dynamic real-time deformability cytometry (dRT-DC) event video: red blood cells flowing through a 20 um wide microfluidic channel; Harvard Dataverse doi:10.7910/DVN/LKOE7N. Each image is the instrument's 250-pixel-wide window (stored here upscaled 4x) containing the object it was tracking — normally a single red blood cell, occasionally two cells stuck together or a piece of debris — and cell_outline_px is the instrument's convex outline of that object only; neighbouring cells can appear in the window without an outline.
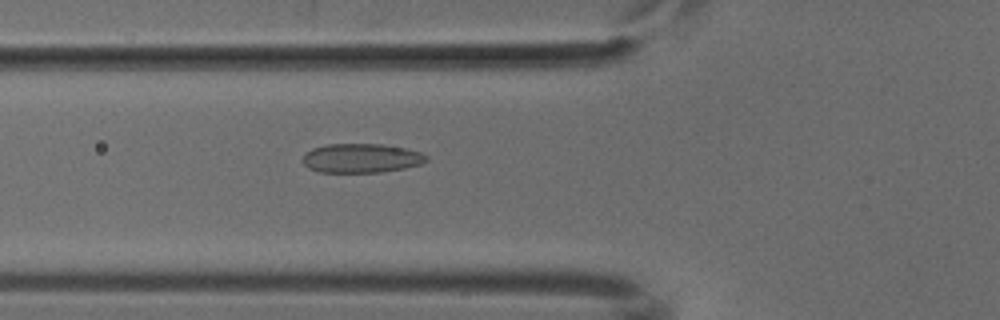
{"species": "common noctule bat (a hibernating species)", "species_latin": "Nyctalus noctula", "temperature_condition": "cold", "stored_images_in_passage": 52, "camera_frame_rate_fps": 3000, "um_per_image_px": 0.085, "animal": {"sex": "male", "body_mass_g": 18.8}, "frame": {"image": 1, "passage_image": 19, "time_ms": 6.0, "image_size_px": [1000, 320], "cell_outline_px": [[428, 160], [420, 164], [404, 168], [380, 172], [316, 172], [308, 168], [304, 164], [304, 156], [312, 148], [328, 144], [380, 144], [404, 148], [420, 152], [428, 156]], "centroid_in_image_um": [30.71, 13.45], "position_along_channel_um": 95.1, "area_um2": 20.87}}
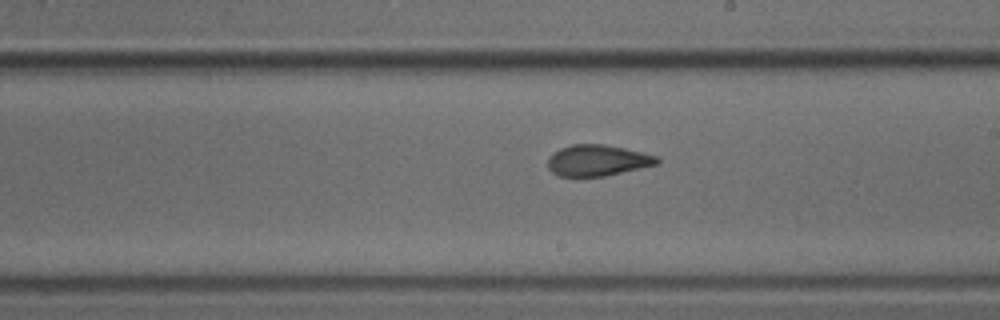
{"frame": {"image": 2, "passage_image": 30, "time_ms": 9.667, "image_size_px": [1000, 320], "cell_outline_px": [[660, 160], [656, 164], [604, 176], [560, 176], [552, 172], [548, 168], [548, 156], [552, 152], [560, 148], [572, 144], [604, 144], [624, 148], [656, 156]], "centroid_in_image_um": [50.72, 13.62], "position_along_channel_um": 238.3, "area_um2": 19.59}}
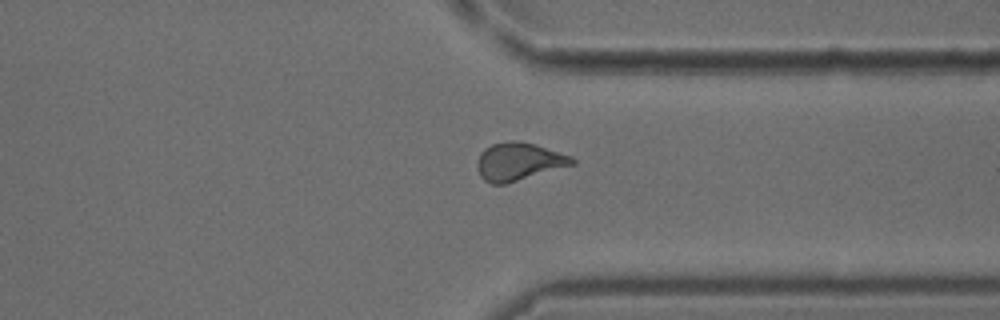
{"frame": {"image": 3, "passage_image": 40, "time_ms": 13.0, "image_size_px": [1000, 320], "cell_outline_px": [[576, 164], [504, 184], [492, 184], [484, 180], [480, 176], [476, 164], [480, 152], [484, 148], [492, 144], [512, 140], [516, 140], [536, 144], [572, 156], [576, 160]], "centroid_in_image_um": [44.09, 13.72], "position_along_channel_um": 367.3, "area_um2": 21.04}}